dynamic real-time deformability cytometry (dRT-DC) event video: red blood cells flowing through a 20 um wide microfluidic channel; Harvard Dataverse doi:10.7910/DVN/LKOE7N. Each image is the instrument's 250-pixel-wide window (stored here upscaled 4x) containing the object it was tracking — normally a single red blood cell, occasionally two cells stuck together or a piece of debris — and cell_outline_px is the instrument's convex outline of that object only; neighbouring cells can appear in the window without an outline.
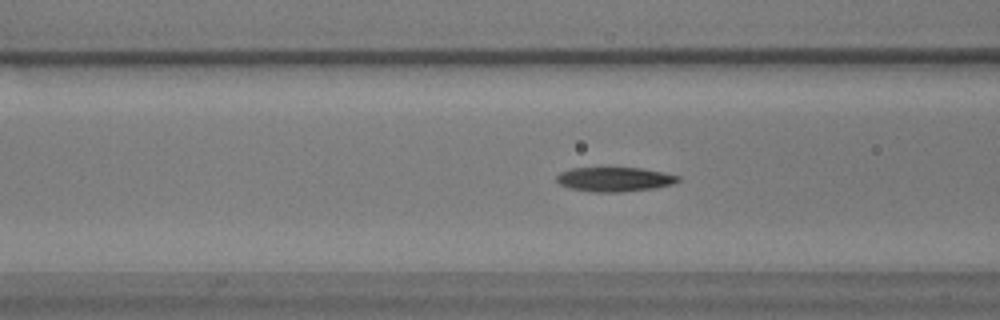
{"species": "common noctule bat (a hibernating species)", "species_latin": "Nyctalus noctula", "temperature_condition": "warm", "stored_images_in_passage": 47, "camera_frame_rate_fps": 3000, "um_per_image_px": 0.085, "animal": {"sex": "male", "body_mass_g": 17.9}, "frame": {"image": 1, "passage_image": 12, "time_ms": 3.667, "image_size_px": [1000, 320], "cell_outline_px": [[680, 180], [672, 184], [652, 188], [620, 192], [592, 192], [568, 188], [560, 184], [556, 180], [556, 176], [560, 172], [572, 168], [640, 168], [664, 172], [680, 176]], "centroid_in_image_um": [52.21, 15.24], "position_along_channel_um": 114.4, "area_um2": 17.22}}
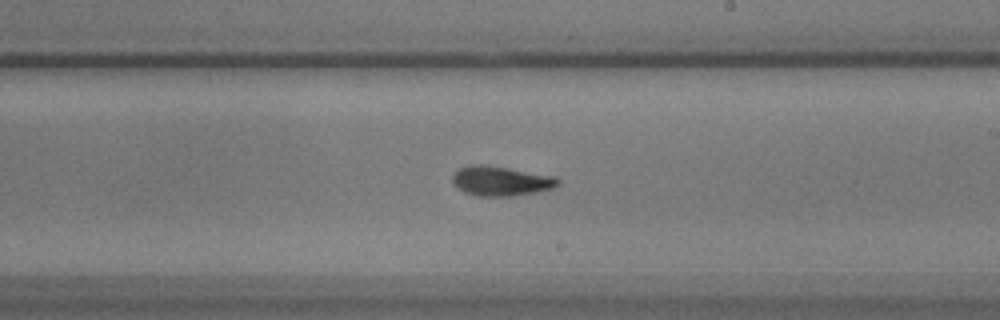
{"frame": {"image": 2, "passage_image": 23, "time_ms": 7.333, "image_size_px": [1000, 320], "cell_outline_px": [[560, 184], [552, 188], [536, 192], [512, 196], [476, 196], [464, 192], [456, 188], [452, 180], [452, 176], [460, 168], [468, 164], [484, 164], [556, 176], [560, 180]], "centroid_in_image_um": [42.56, 15.38], "position_along_channel_um": 246.4, "area_um2": 18.38}}
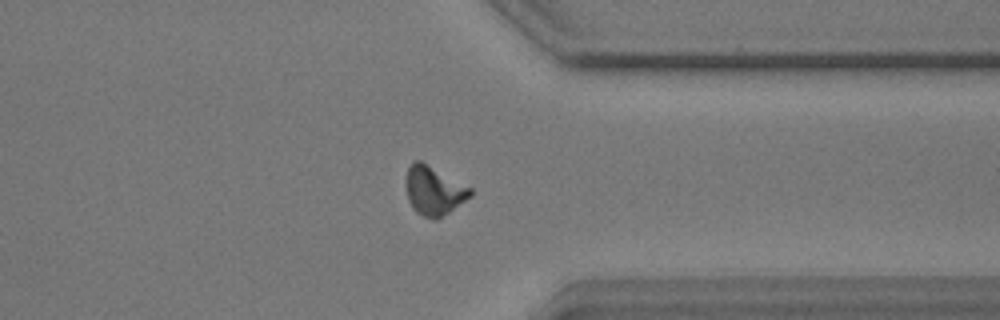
{"frame": {"image": 3, "passage_image": 34, "time_ms": 11.0, "image_size_px": [1000, 320], "cell_outline_px": [[472, 196], [436, 220], [432, 220], [416, 212], [412, 208], [408, 200], [404, 184], [404, 180], [408, 168], [412, 160], [420, 160], [472, 188]], "centroid_in_image_um": [36.84, 16.19], "position_along_channel_um": 374.6, "area_um2": 18.55}, "authors_computed_cell_mechanics": {"area_um2": 17.3978, "velocity_mm_per_s": 3.6004, "shape_relaxation_time_tau1_ms": 2.8827, "shape_relaxation_time_tau2_ms": 2.8075, "deformation_change_tau1": 0.1824, "deformation_change_tau2": 0.1023}}